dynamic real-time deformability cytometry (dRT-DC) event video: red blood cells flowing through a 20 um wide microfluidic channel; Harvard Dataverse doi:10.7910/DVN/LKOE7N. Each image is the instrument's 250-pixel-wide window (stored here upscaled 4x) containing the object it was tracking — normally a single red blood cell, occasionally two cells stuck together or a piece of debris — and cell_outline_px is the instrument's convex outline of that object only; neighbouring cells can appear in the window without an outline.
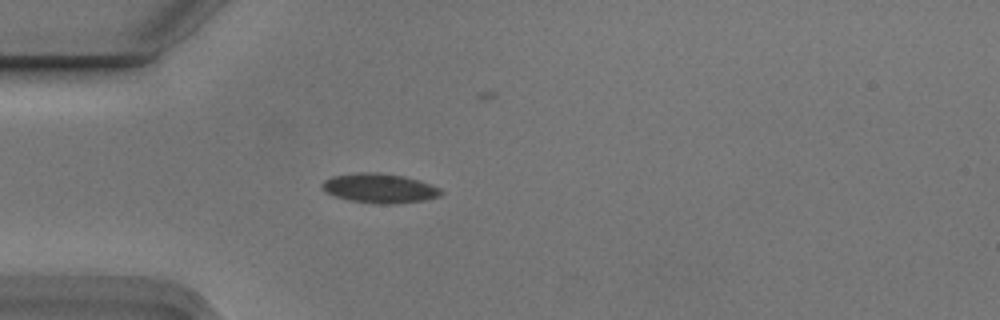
{"species": "Egyptian fruit bat (a non-hibernating species)", "species_latin": "Rousettus aegyptiacus", "temperature_condition": "cold", "stored_images_in_passage": 3, "camera_frame_rate_fps": 3000, "um_per_image_px": 0.085, "animal": {"sex": "male"}, "frame": {"image": 1, "passage_image": 3, "time_ms": 0.667, "image_size_px": [1000, 320], "cell_outline_px": [[444, 192], [440, 196], [428, 200], [396, 204], [376, 204], [348, 200], [336, 196], [320, 188], [320, 184], [324, 180], [332, 176], [356, 172], [380, 172], [404, 176], [440, 188]], "centroid_in_image_um": [32.25, 16.0], "position_along_channel_um": 52.7, "area_um2": 20.63}}